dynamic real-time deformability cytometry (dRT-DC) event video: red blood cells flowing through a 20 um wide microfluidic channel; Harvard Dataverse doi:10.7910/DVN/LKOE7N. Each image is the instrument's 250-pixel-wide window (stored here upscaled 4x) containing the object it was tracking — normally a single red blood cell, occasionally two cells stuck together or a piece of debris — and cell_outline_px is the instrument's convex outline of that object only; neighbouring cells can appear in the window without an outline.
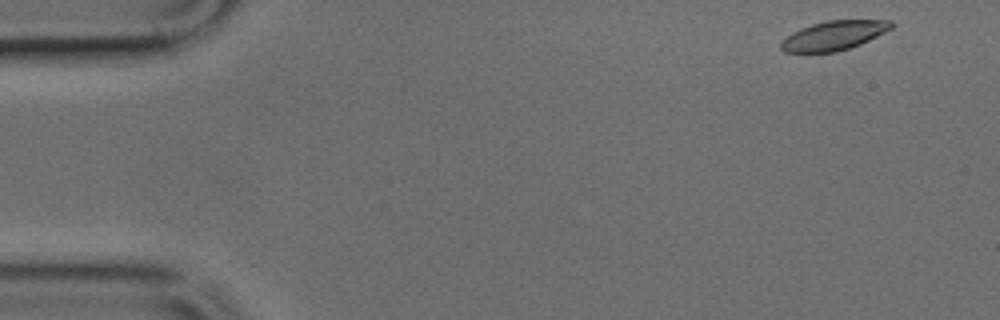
{"species": "common noctule bat (a hibernating species)", "species_latin": "Nyctalus noctula", "temperature_condition": "cold", "stored_images_in_passage": 47, "camera_frame_rate_fps": 3000, "um_per_image_px": 0.085, "animal": {"sex": "male", "body_mass_g": 17.9, "forearm_length_mm": 54.2}, "frame": {"image": 1, "passage_image": 1, "time_ms": 0.0, "image_size_px": [1000, 320], "cell_outline_px": [[896, 24], [892, 28], [860, 44], [836, 52], [784, 52], [780, 48], [780, 44], [792, 32], [800, 28], [812, 24], [828, 20], [892, 20]], "centroid_in_image_um": [70.89, 3.01], "position_along_channel_um": 14.1, "area_um2": 18.67}}
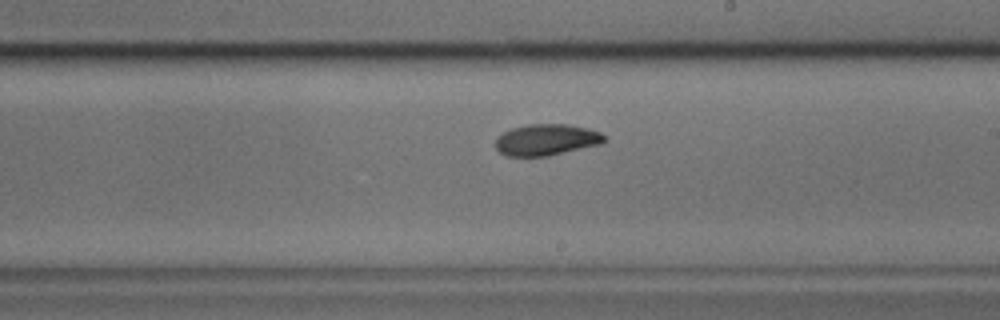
{"frame": {"image": 2, "passage_image": 26, "time_ms": 8.333, "image_size_px": [1000, 320], "cell_outline_px": [[608, 140], [600, 144], [548, 156], [508, 156], [500, 152], [496, 148], [496, 140], [504, 132], [512, 128], [528, 124], [568, 124], [588, 128], [600, 132], [608, 136]], "centroid_in_image_um": [46.5, 11.87], "position_along_channel_um": 242.5, "area_um2": 19.88}}
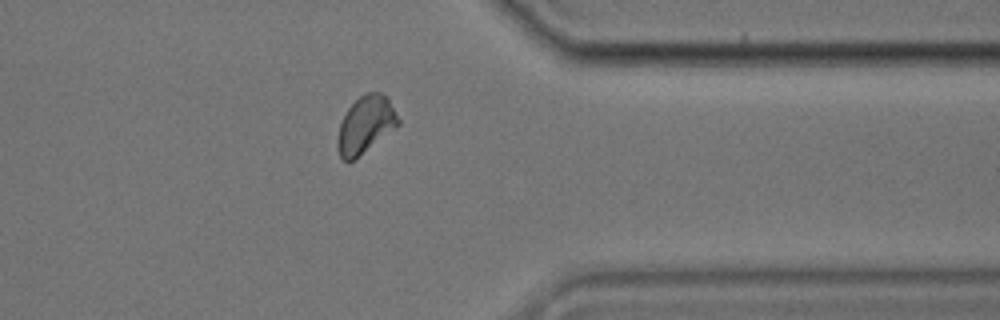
{"frame": {"image": 3, "passage_image": 37, "time_ms": 12.0, "image_size_px": [1000, 320], "cell_outline_px": [[400, 124], [352, 160], [344, 160], [340, 156], [336, 148], [336, 140], [340, 124], [348, 108], [364, 92], [380, 92], [388, 96], [400, 120]], "centroid_in_image_um": [31.07, 10.56], "position_along_channel_um": 380.3, "area_um2": 19.94}}